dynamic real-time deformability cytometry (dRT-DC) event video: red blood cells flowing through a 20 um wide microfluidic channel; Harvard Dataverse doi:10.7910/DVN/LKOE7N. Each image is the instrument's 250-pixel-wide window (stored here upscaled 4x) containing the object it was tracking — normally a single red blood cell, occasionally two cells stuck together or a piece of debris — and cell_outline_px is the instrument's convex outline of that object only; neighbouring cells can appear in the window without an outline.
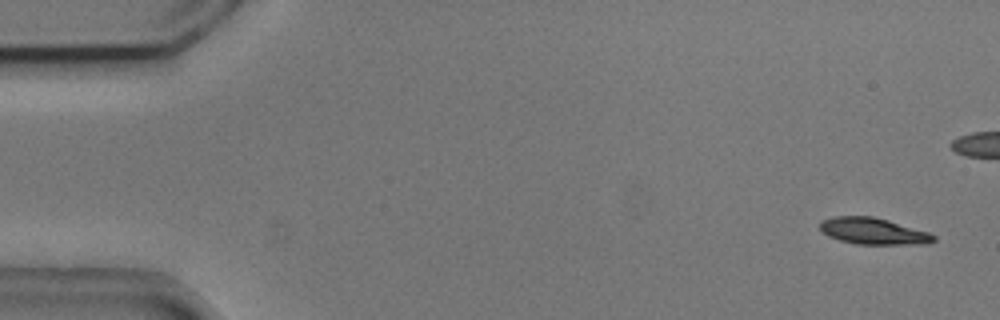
{"species": "common noctule bat (a hibernating species)", "species_latin": "Nyctalus noctula", "temperature_condition": "cold", "stored_images_in_passage": 7, "camera_frame_rate_fps": 3000, "um_per_image_px": 0.085, "animal": {"sex": "male", "body_mass_g": 20.5, "forearm_length_mm": 52.5}, "frame": {"image": 1, "passage_image": 1, "time_ms": 0.0, "image_size_px": [1000, 320], "cell_outline_px": [[936, 240], [924, 244], [856, 244], [840, 240], [828, 236], [820, 228], [820, 220], [836, 216], [872, 216], [888, 220], [928, 232], [936, 236]], "centroid_in_image_um": [74.22, 19.64], "position_along_channel_um": 10.8, "area_um2": 17.46}}